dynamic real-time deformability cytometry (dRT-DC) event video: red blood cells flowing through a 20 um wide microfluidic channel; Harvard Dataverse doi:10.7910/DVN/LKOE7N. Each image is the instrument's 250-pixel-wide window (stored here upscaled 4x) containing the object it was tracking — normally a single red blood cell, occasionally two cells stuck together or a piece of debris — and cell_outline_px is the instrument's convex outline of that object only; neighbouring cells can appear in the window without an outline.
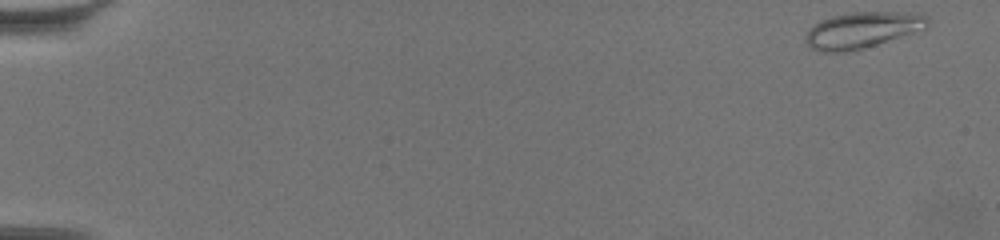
{"species": "common noctule bat (a hibernating species)", "species_latin": "Nyctalus noctula", "temperature_condition": "warm", "stored_images_in_passage": 61, "camera_frame_rate_fps": 3000, "um_per_image_px": 0.085, "animal": {"sex": "female", "body_mass_g": 19.5, "forearm_length_mm": 54.1}, "frame": {"image": 1, "passage_image": 1, "time_ms": 0.0, "image_size_px": [1000, 240], "cell_outline_px": [[928, 20], [924, 28], [860, 48], [844, 52], [824, 52], [808, 48], [804, 40], [808, 32], [820, 20], [832, 16], [852, 12], [896, 12], [928, 16]], "centroid_in_image_um": [73.17, 2.55], "position_along_channel_um": 11.8, "area_um2": 24.68}}
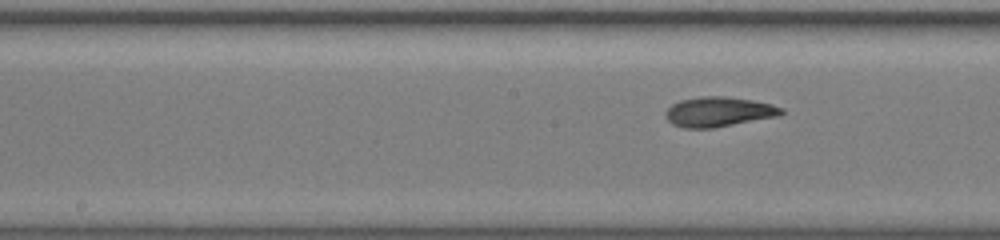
{"frame": {"image": 2, "passage_image": 32, "time_ms": 10.333, "image_size_px": [1000, 240], "cell_outline_px": [[784, 112], [780, 116], [712, 128], [684, 128], [672, 124], [664, 116], [664, 112], [672, 104], [680, 100], [700, 96], [724, 96], [752, 100], [772, 104], [784, 108]], "centroid_in_image_um": [61.08, 9.5], "position_along_channel_um": 187.1, "area_um2": 20.29}}
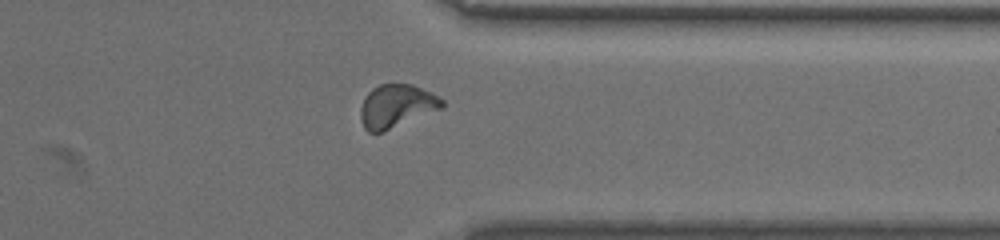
{"frame": {"image": 3, "passage_image": 49, "time_ms": 16.0, "image_size_px": [1000, 240], "cell_outline_px": [[444, 108], [384, 132], [368, 132], [364, 128], [360, 116], [360, 108], [368, 92], [372, 88], [380, 84], [412, 84], [444, 100]], "centroid_in_image_um": [33.7, 9.04], "position_along_channel_um": 377.7, "area_um2": 20.52}, "authors_computed_cell_mechanics": {"area_um2": 20.23, "velocity_mm_per_s": 3.392, "shape_relaxation_time_tau1_ms": 6.0375, "shape_relaxation_time_tau2_ms": 1.636, "deformation_change_tau1": 0.1767, "deformation_change_tau2": 0.0776}}